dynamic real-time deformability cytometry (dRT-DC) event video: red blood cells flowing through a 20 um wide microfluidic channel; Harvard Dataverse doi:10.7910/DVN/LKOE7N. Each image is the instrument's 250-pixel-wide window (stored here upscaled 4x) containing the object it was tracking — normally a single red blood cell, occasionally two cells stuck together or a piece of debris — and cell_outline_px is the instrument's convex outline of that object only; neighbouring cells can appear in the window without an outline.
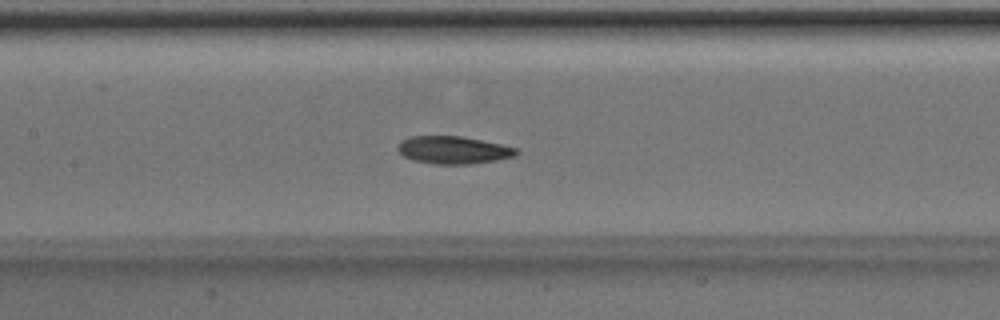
{"species": "Egyptian fruit bat (a non-hibernating species)", "species_latin": "Rousettus aegyptiacus", "temperature_condition": "room temperature", "stored_images_in_passage": 50, "camera_frame_rate_fps": 3000, "um_per_image_px": 0.085, "animal": {"sex": "male"}, "frame": {"image": 1, "passage_image": 23, "time_ms": 7.333, "image_size_px": [1000, 320], "cell_outline_px": [[520, 152], [516, 156], [496, 160], [468, 164], [436, 164], [412, 160], [404, 156], [396, 148], [400, 140], [412, 136], [460, 136], [500, 144], [516, 148]], "centroid_in_image_um": [38.51, 12.75], "position_along_channel_um": 168.9, "area_um2": 19.02}}
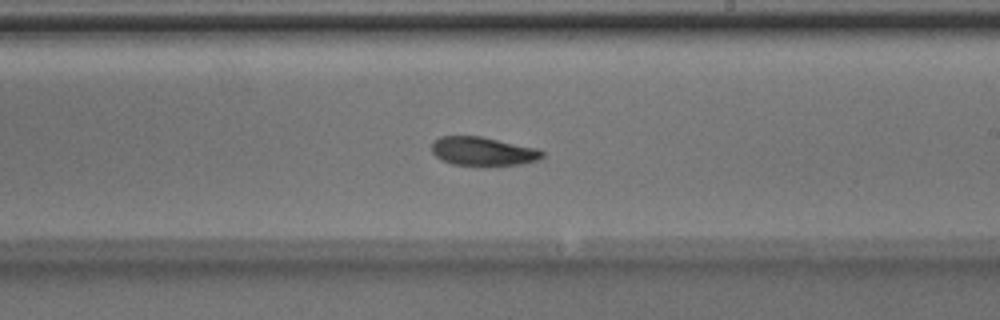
{"frame": {"image": 2, "passage_image": 29, "time_ms": 9.333, "image_size_px": [1000, 320], "cell_outline_px": [[544, 156], [540, 160], [520, 164], [484, 168], [452, 164], [440, 160], [432, 152], [432, 144], [440, 136], [480, 136], [536, 148], [544, 152]], "centroid_in_image_um": [41.06, 12.91], "position_along_channel_um": 247.9, "area_um2": 19.07}}
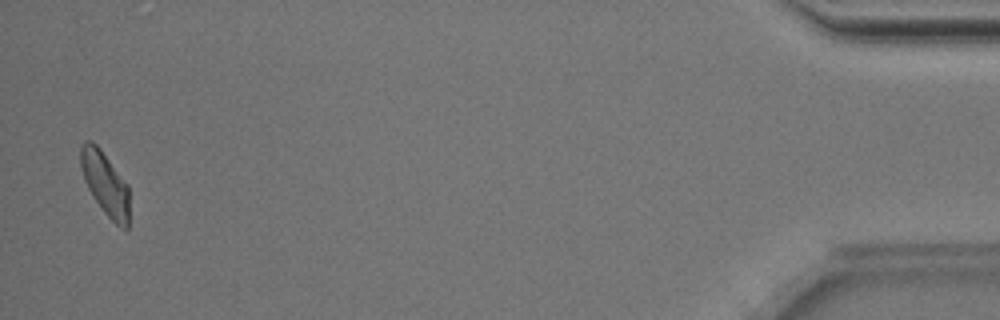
{"frame": {"image": 3, "passage_image": 49, "time_ms": 16.0, "image_size_px": [1000, 320], "cell_outline_px": [[128, 228], [120, 228], [104, 212], [92, 196], [84, 180], [80, 168], [80, 148], [84, 140], [92, 140], [100, 148], [128, 184]], "centroid_in_image_um": [8.91, 15.56], "position_along_channel_um": 426.3, "area_um2": 18.03}, "authors_computed_cell_mechanics": {"area_um2": 18.785, "velocity_mm_per_s": 3.9769, "shape_relaxation_time_tau1_ms": 4.6164, "shape_relaxation_time_tau2_ms": null, "deformation_change_tau1": 0.1589, "deformation_change_tau2": null}}